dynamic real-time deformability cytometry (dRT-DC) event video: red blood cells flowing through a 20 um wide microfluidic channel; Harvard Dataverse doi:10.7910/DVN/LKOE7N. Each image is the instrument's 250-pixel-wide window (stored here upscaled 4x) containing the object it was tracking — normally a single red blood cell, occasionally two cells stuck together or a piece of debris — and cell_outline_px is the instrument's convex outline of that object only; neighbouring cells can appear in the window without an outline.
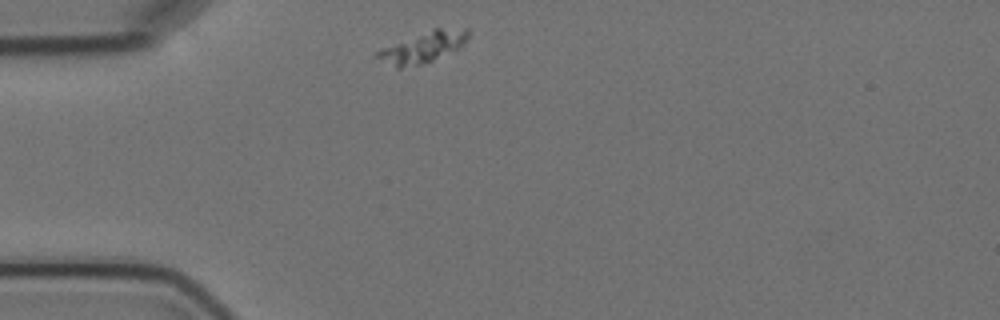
{"species": "Egyptian fruit bat (a non-hibernating species)", "species_latin": "Rousettus aegyptiacus", "temperature_condition": "cold", "stored_images_in_passage": 6, "camera_frame_rate_fps": 3000, "um_per_image_px": 0.085, "animal": {"sex": "female"}, "frame": {"image": 1, "passage_image": 1, "time_ms": 0.0, "image_size_px": [1000, 320], "cell_outline_px": [[468, 36], [464, 44], [460, 48], [432, 60], [420, 64], [400, 68], [396, 68], [372, 56], [376, 52], [384, 48], [432, 28], [468, 28]], "centroid_in_image_um": [35.97, 4.01], "position_along_channel_um": 49.0, "area_um2": 16.13}}
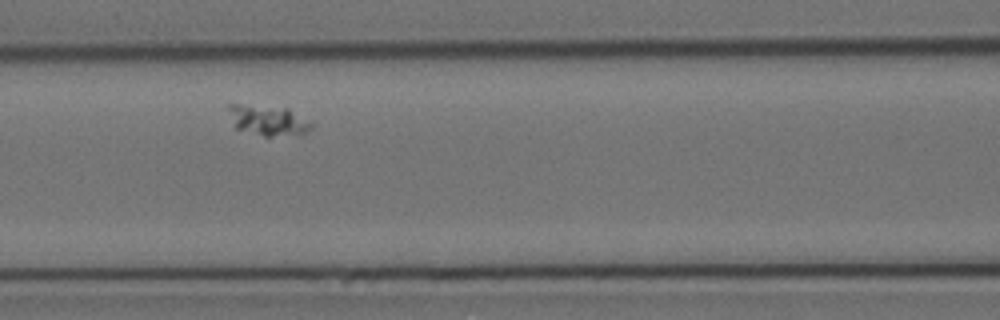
{"frame": {"image": 2, "passage_image": 4, "time_ms": 3.333, "image_size_px": [1000, 320], "cell_outline_px": [[312, 128], [308, 132], [272, 136], [264, 136], [236, 128], [224, 104], [240, 104], [288, 108], [312, 124]], "centroid_in_image_um": [22.72, 10.2], "position_along_channel_um": 143.9, "area_um2": 14.33}}
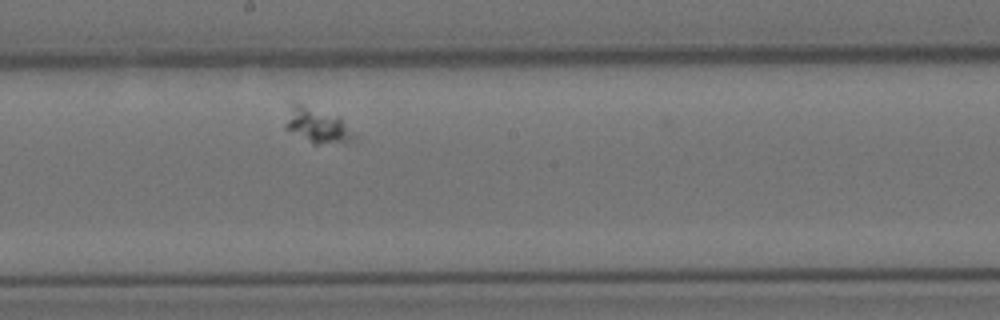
{"frame": {"image": 3, "passage_image": 6, "time_ms": 5.667, "image_size_px": [1000, 320], "cell_outline_px": [[360, 136], [356, 140], [316, 144], [312, 144], [284, 128], [284, 124], [292, 100], [296, 100], [340, 116]], "centroid_in_image_um": [26.99, 10.61], "position_along_channel_um": 221.2, "area_um2": 14.8}}